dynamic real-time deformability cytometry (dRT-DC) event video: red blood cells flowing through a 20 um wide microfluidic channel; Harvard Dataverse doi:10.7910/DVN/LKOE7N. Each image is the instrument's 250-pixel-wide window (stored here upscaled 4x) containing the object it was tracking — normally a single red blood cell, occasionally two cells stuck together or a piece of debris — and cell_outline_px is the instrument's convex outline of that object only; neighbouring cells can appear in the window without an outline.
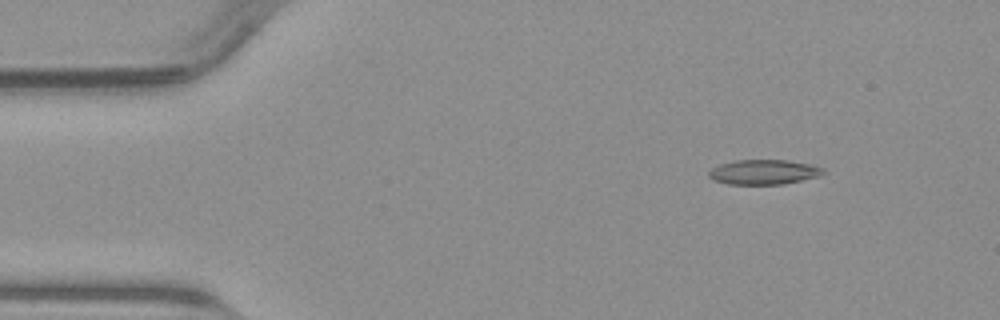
{"species": "common noctule bat (a hibernating species)", "species_latin": "Nyctalus noctula", "temperature_condition": "warm", "stored_images_in_passage": 45, "camera_frame_rate_fps": 3000, "um_per_image_px": 0.085, "animal": {"sex": "male", "body_mass_g": 23.1, "forearm_length_mm": 52.7}, "frame": {"image": 1, "passage_image": 1, "time_ms": 0.0, "image_size_px": [1000, 320], "cell_outline_px": [[828, 172], [820, 176], [780, 184], [728, 184], [712, 180], [708, 176], [708, 172], [712, 168], [720, 164], [736, 160], [788, 160], [812, 164], [824, 168]], "centroid_in_image_um": [64.94, 14.62], "position_along_channel_um": 20.1, "area_um2": 16.65}}
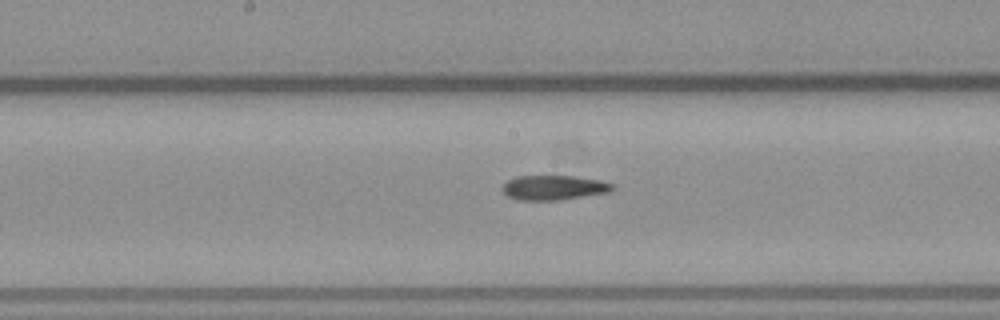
{"frame": {"image": 2, "passage_image": 20, "time_ms": 6.333, "image_size_px": [1000, 320], "cell_outline_px": [[616, 188], [608, 192], [556, 200], [520, 200], [508, 196], [504, 192], [504, 184], [508, 180], [516, 176], [572, 176], [600, 180], [616, 184]], "centroid_in_image_um": [47.11, 15.94], "position_along_channel_um": 201.1, "area_um2": 15.61}}
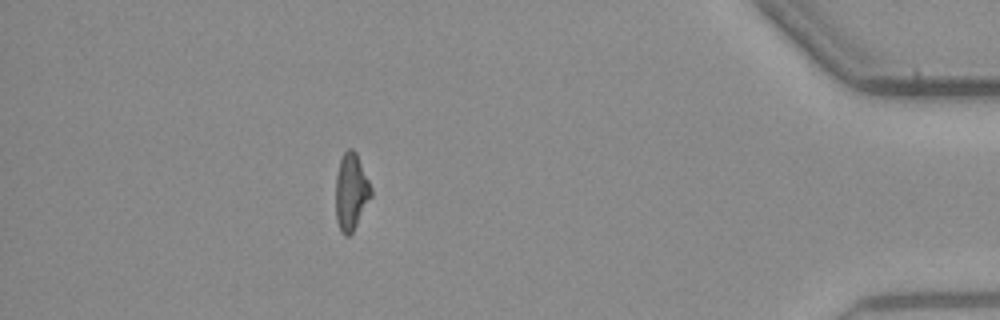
{"frame": {"image": 3, "passage_image": 39, "time_ms": 12.667, "image_size_px": [1000, 320], "cell_outline_px": [[372, 196], [352, 232], [348, 236], [344, 236], [340, 232], [336, 220], [336, 176], [340, 160], [344, 152], [348, 148], [352, 148], [356, 152], [372, 188]], "centroid_in_image_um": [29.84, 16.31], "position_along_channel_um": 405.4, "area_um2": 15.84}}